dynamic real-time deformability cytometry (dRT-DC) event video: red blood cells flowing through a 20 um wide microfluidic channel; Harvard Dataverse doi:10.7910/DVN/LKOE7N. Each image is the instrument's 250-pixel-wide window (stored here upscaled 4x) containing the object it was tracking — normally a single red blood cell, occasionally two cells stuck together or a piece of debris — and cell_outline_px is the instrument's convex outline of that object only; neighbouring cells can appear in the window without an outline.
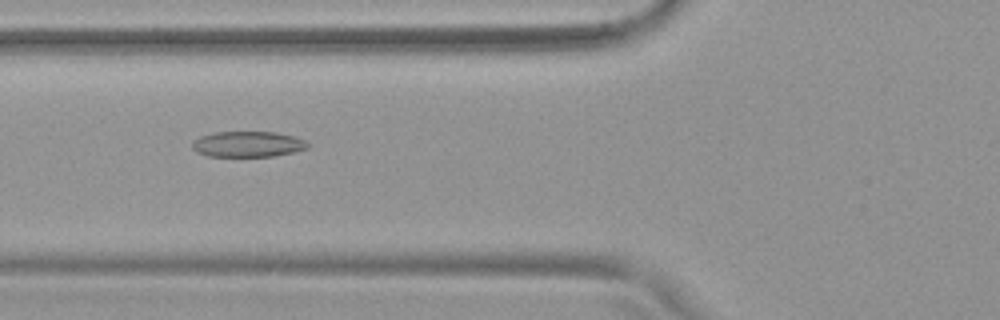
{"species": "common noctule bat (a hibernating species)", "species_latin": "Nyctalus noctula", "temperature_condition": "warm", "stored_images_in_passage": 50, "camera_frame_rate_fps": 3000, "um_per_image_px": 0.085, "animal": {"sex": "female", "body_mass_g": 19.9}, "frame": {"image": 1, "passage_image": 17, "time_ms": 5.333, "image_size_px": [1000, 320], "cell_outline_px": [[308, 148], [292, 152], [272, 156], [208, 156], [196, 152], [192, 148], [192, 140], [200, 136], [212, 132], [276, 132], [296, 136], [304, 140], [308, 144]], "centroid_in_image_um": [21.03, 12.24], "position_along_channel_um": 104.8, "area_um2": 17.34}}
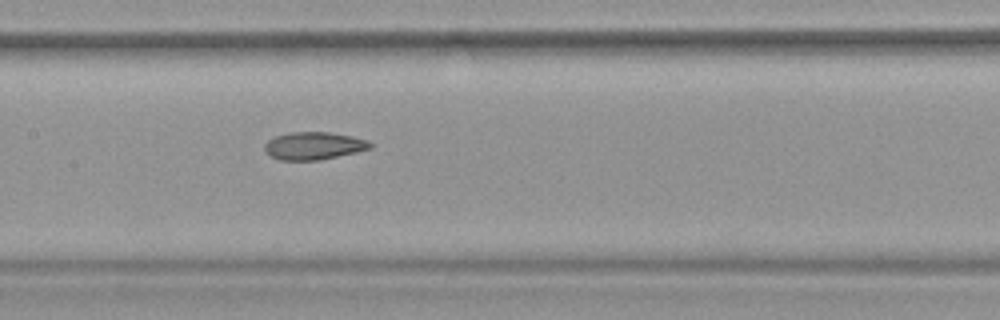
{"frame": {"image": 2, "passage_image": 23, "time_ms": 7.333, "image_size_px": [1000, 320], "cell_outline_px": [[372, 148], [356, 152], [320, 160], [280, 160], [264, 152], [264, 144], [268, 140], [276, 136], [288, 132], [328, 132], [352, 136], [368, 140], [372, 144]], "centroid_in_image_um": [26.66, 12.39], "position_along_channel_um": 180.7, "area_um2": 17.05}}
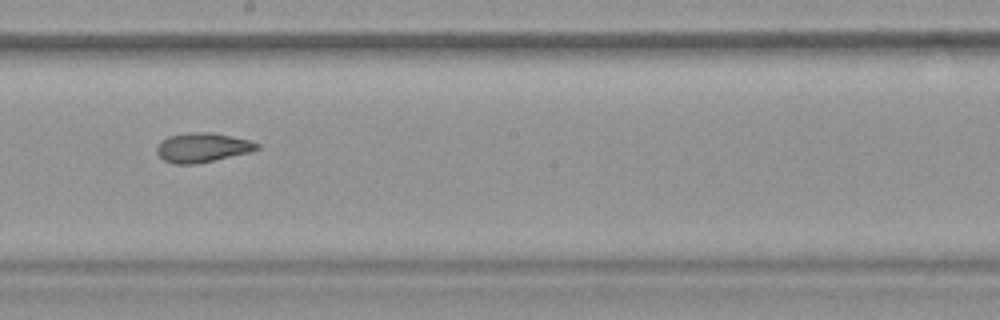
{"frame": {"image": 3, "passage_image": 27, "time_ms": 8.667, "image_size_px": [1000, 320], "cell_outline_px": [[260, 148], [252, 152], [196, 164], [172, 164], [164, 160], [156, 152], [156, 144], [160, 140], [168, 136], [192, 132], [212, 132], [248, 140], [260, 144]], "centroid_in_image_um": [17.18, 12.54], "position_along_channel_um": 231.0, "area_um2": 17.34}, "authors_computed_cell_mechanics": {"area_um2": 18.5249, "velocity_mm_per_s": 3.7934, "shape_relaxation_time_tau1_ms": 6.68, "shape_relaxation_time_tau2_ms": 2.6673, "deformation_change_tau1": 0.1634, "deformation_change_tau2": 0.1033}}